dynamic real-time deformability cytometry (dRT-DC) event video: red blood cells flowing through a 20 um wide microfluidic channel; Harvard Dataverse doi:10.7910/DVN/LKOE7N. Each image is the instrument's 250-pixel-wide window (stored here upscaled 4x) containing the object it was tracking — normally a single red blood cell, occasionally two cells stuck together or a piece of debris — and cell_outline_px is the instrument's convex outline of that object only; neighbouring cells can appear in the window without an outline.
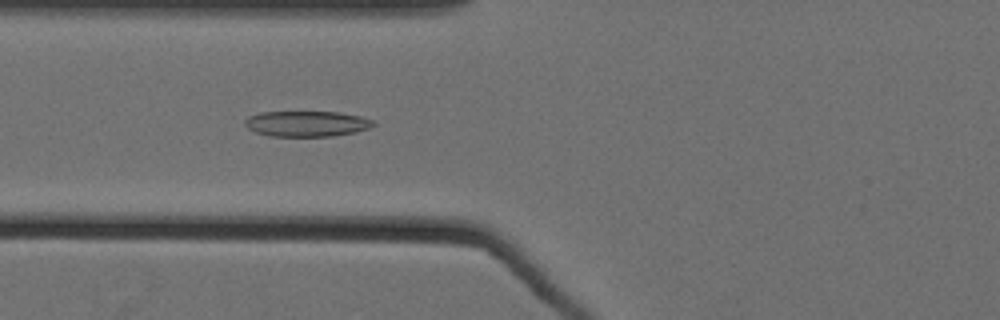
{"species": "Egyptian fruit bat (a non-hibernating species)", "species_latin": "Rousettus aegyptiacus", "temperature_condition": "cold", "stored_images_in_passage": 36, "camera_frame_rate_fps": 3000, "um_per_image_px": 0.085, "animal": {"sex": "female"}, "frame": {"image": 1, "passage_image": 6, "time_ms": 1.667, "image_size_px": [1000, 320], "cell_outline_px": [[376, 124], [372, 128], [356, 132], [332, 136], [268, 136], [256, 132], [248, 128], [244, 124], [244, 120], [248, 116], [260, 112], [336, 112], [360, 116], [372, 120]], "centroid_in_image_um": [26.07, 10.52], "position_along_channel_um": 99.7, "area_um2": 19.25}}
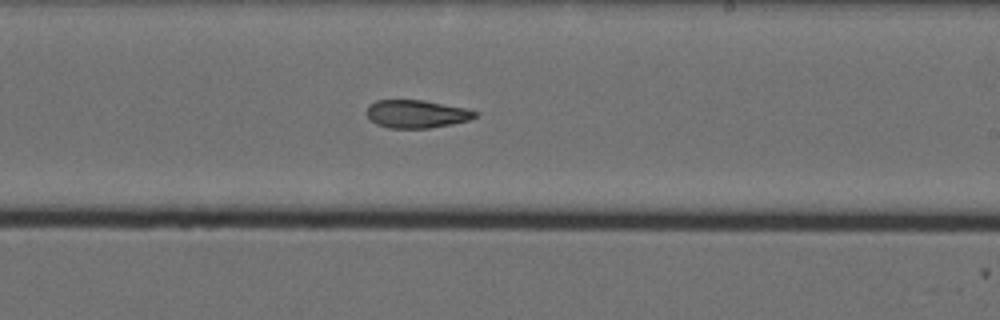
{"frame": {"image": 2, "passage_image": 19, "time_ms": 6.0, "image_size_px": [1000, 320], "cell_outline_px": [[480, 112], [476, 116], [468, 120], [452, 124], [428, 128], [388, 128], [376, 124], [368, 116], [368, 104], [376, 100], [424, 100], [464, 108]], "centroid_in_image_um": [35.41, 9.68], "position_along_channel_um": 253.6, "area_um2": 17.57}}
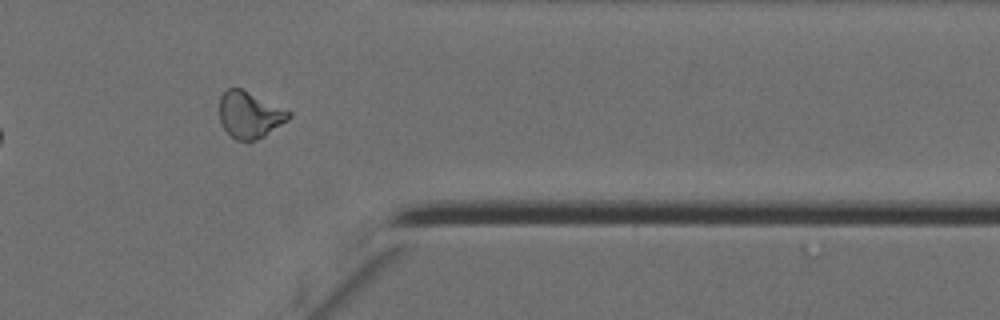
{"frame": {"image": 3, "passage_image": 31, "time_ms": 10.0, "image_size_px": [1000, 320], "cell_outline_px": [[292, 116], [288, 120], [264, 136], [248, 144], [236, 140], [224, 128], [220, 120], [220, 96], [228, 88], [240, 88], [292, 112]], "centroid_in_image_um": [21.23, 9.79], "position_along_channel_um": 390.2, "area_um2": 18.79}, "authors_computed_cell_mechanics": {"area_um2": 18.5249, "velocity_mm_per_s": 3.5456, "shape_relaxation_time_tau1_ms": null, "shape_relaxation_time_tau2_ms": 4.9549, "deformation_change_tau1": null, "deformation_change_tau2": 0.1296}}